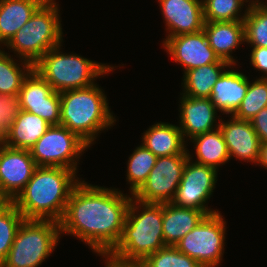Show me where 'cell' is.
<instances>
[{"label": "cell", "instance_id": "cell-1", "mask_svg": "<svg viewBox=\"0 0 267 267\" xmlns=\"http://www.w3.org/2000/svg\"><path fill=\"white\" fill-rule=\"evenodd\" d=\"M131 199L118 189L80 179L59 222L60 234L75 236L97 255L110 253L121 238Z\"/></svg>", "mask_w": 267, "mask_h": 267}, {"label": "cell", "instance_id": "cell-2", "mask_svg": "<svg viewBox=\"0 0 267 267\" xmlns=\"http://www.w3.org/2000/svg\"><path fill=\"white\" fill-rule=\"evenodd\" d=\"M76 173L68 168L37 166L32 178L12 202L25 220L59 223L70 193L80 181Z\"/></svg>", "mask_w": 267, "mask_h": 267}, {"label": "cell", "instance_id": "cell-3", "mask_svg": "<svg viewBox=\"0 0 267 267\" xmlns=\"http://www.w3.org/2000/svg\"><path fill=\"white\" fill-rule=\"evenodd\" d=\"M104 90L96 84L82 89L60 92V125L68 128L92 146L98 133L116 122Z\"/></svg>", "mask_w": 267, "mask_h": 267}, {"label": "cell", "instance_id": "cell-4", "mask_svg": "<svg viewBox=\"0 0 267 267\" xmlns=\"http://www.w3.org/2000/svg\"><path fill=\"white\" fill-rule=\"evenodd\" d=\"M162 221L163 203H144L132 197L121 238L109 254L125 261H143L164 248Z\"/></svg>", "mask_w": 267, "mask_h": 267}, {"label": "cell", "instance_id": "cell-5", "mask_svg": "<svg viewBox=\"0 0 267 267\" xmlns=\"http://www.w3.org/2000/svg\"><path fill=\"white\" fill-rule=\"evenodd\" d=\"M62 45L48 50L34 65L56 92L87 88L95 79L114 70V66L98 63L77 54L60 51Z\"/></svg>", "mask_w": 267, "mask_h": 267}, {"label": "cell", "instance_id": "cell-6", "mask_svg": "<svg viewBox=\"0 0 267 267\" xmlns=\"http://www.w3.org/2000/svg\"><path fill=\"white\" fill-rule=\"evenodd\" d=\"M58 6L55 0H46L5 47L34 65L48 50L61 45L63 32Z\"/></svg>", "mask_w": 267, "mask_h": 267}, {"label": "cell", "instance_id": "cell-7", "mask_svg": "<svg viewBox=\"0 0 267 267\" xmlns=\"http://www.w3.org/2000/svg\"><path fill=\"white\" fill-rule=\"evenodd\" d=\"M61 236L56 221L24 220L1 266L39 267L51 255Z\"/></svg>", "mask_w": 267, "mask_h": 267}, {"label": "cell", "instance_id": "cell-8", "mask_svg": "<svg viewBox=\"0 0 267 267\" xmlns=\"http://www.w3.org/2000/svg\"><path fill=\"white\" fill-rule=\"evenodd\" d=\"M225 223L219 212L206 215L175 247L202 267L220 266L226 238Z\"/></svg>", "mask_w": 267, "mask_h": 267}, {"label": "cell", "instance_id": "cell-9", "mask_svg": "<svg viewBox=\"0 0 267 267\" xmlns=\"http://www.w3.org/2000/svg\"><path fill=\"white\" fill-rule=\"evenodd\" d=\"M90 148L82 139L62 125H51L30 149L37 166L74 170L82 153Z\"/></svg>", "mask_w": 267, "mask_h": 267}, {"label": "cell", "instance_id": "cell-10", "mask_svg": "<svg viewBox=\"0 0 267 267\" xmlns=\"http://www.w3.org/2000/svg\"><path fill=\"white\" fill-rule=\"evenodd\" d=\"M188 153L189 150L184 154L158 157L146 181L132 197L144 203L171 202L182 179Z\"/></svg>", "mask_w": 267, "mask_h": 267}, {"label": "cell", "instance_id": "cell-11", "mask_svg": "<svg viewBox=\"0 0 267 267\" xmlns=\"http://www.w3.org/2000/svg\"><path fill=\"white\" fill-rule=\"evenodd\" d=\"M188 155L189 158L183 169L182 179L171 203L179 207L201 210L206 215L219 212L218 210H211L206 204L214 192L218 180V170L194 162L193 156L190 153Z\"/></svg>", "mask_w": 267, "mask_h": 267}, {"label": "cell", "instance_id": "cell-12", "mask_svg": "<svg viewBox=\"0 0 267 267\" xmlns=\"http://www.w3.org/2000/svg\"><path fill=\"white\" fill-rule=\"evenodd\" d=\"M18 101L21 110L38 115L50 125H60V92L54 91L35 69L24 78Z\"/></svg>", "mask_w": 267, "mask_h": 267}, {"label": "cell", "instance_id": "cell-13", "mask_svg": "<svg viewBox=\"0 0 267 267\" xmlns=\"http://www.w3.org/2000/svg\"><path fill=\"white\" fill-rule=\"evenodd\" d=\"M37 165L30 150L0 145V191L13 201L32 178Z\"/></svg>", "mask_w": 267, "mask_h": 267}, {"label": "cell", "instance_id": "cell-14", "mask_svg": "<svg viewBox=\"0 0 267 267\" xmlns=\"http://www.w3.org/2000/svg\"><path fill=\"white\" fill-rule=\"evenodd\" d=\"M162 43L170 57L184 67V73L197 67L217 63L220 60L209 45L204 30L169 37Z\"/></svg>", "mask_w": 267, "mask_h": 267}, {"label": "cell", "instance_id": "cell-15", "mask_svg": "<svg viewBox=\"0 0 267 267\" xmlns=\"http://www.w3.org/2000/svg\"><path fill=\"white\" fill-rule=\"evenodd\" d=\"M179 105V129L185 139L211 132L219 128V112L210 98H193L181 94ZM216 117L218 124L216 125ZM187 138H186V137Z\"/></svg>", "mask_w": 267, "mask_h": 267}, {"label": "cell", "instance_id": "cell-16", "mask_svg": "<svg viewBox=\"0 0 267 267\" xmlns=\"http://www.w3.org/2000/svg\"><path fill=\"white\" fill-rule=\"evenodd\" d=\"M164 17L166 39L203 30L202 0H158Z\"/></svg>", "mask_w": 267, "mask_h": 267}, {"label": "cell", "instance_id": "cell-17", "mask_svg": "<svg viewBox=\"0 0 267 267\" xmlns=\"http://www.w3.org/2000/svg\"><path fill=\"white\" fill-rule=\"evenodd\" d=\"M230 117L228 122L220 120L219 123L230 159L235 157L257 165L261 142L251 122Z\"/></svg>", "mask_w": 267, "mask_h": 267}, {"label": "cell", "instance_id": "cell-18", "mask_svg": "<svg viewBox=\"0 0 267 267\" xmlns=\"http://www.w3.org/2000/svg\"><path fill=\"white\" fill-rule=\"evenodd\" d=\"M249 86L248 77L240 70H226L214 84L210 99L216 109L231 116L243 101Z\"/></svg>", "mask_w": 267, "mask_h": 267}, {"label": "cell", "instance_id": "cell-19", "mask_svg": "<svg viewBox=\"0 0 267 267\" xmlns=\"http://www.w3.org/2000/svg\"><path fill=\"white\" fill-rule=\"evenodd\" d=\"M203 30L219 59L236 65L237 60L231 54L245 42L243 21L204 22Z\"/></svg>", "mask_w": 267, "mask_h": 267}, {"label": "cell", "instance_id": "cell-20", "mask_svg": "<svg viewBox=\"0 0 267 267\" xmlns=\"http://www.w3.org/2000/svg\"><path fill=\"white\" fill-rule=\"evenodd\" d=\"M206 214L198 209L163 203V239L166 246H175Z\"/></svg>", "mask_w": 267, "mask_h": 267}, {"label": "cell", "instance_id": "cell-21", "mask_svg": "<svg viewBox=\"0 0 267 267\" xmlns=\"http://www.w3.org/2000/svg\"><path fill=\"white\" fill-rule=\"evenodd\" d=\"M141 139L157 157L184 154L188 150L179 126L168 122L160 121L150 126Z\"/></svg>", "mask_w": 267, "mask_h": 267}, {"label": "cell", "instance_id": "cell-22", "mask_svg": "<svg viewBox=\"0 0 267 267\" xmlns=\"http://www.w3.org/2000/svg\"><path fill=\"white\" fill-rule=\"evenodd\" d=\"M45 1L0 0V44L5 46Z\"/></svg>", "mask_w": 267, "mask_h": 267}, {"label": "cell", "instance_id": "cell-23", "mask_svg": "<svg viewBox=\"0 0 267 267\" xmlns=\"http://www.w3.org/2000/svg\"><path fill=\"white\" fill-rule=\"evenodd\" d=\"M51 125L36 114L21 110L2 143L30 150Z\"/></svg>", "mask_w": 267, "mask_h": 267}, {"label": "cell", "instance_id": "cell-24", "mask_svg": "<svg viewBox=\"0 0 267 267\" xmlns=\"http://www.w3.org/2000/svg\"><path fill=\"white\" fill-rule=\"evenodd\" d=\"M234 68L224 60L217 63L207 64L188 70L183 75L181 94L193 98H210L214 84L225 71V68Z\"/></svg>", "mask_w": 267, "mask_h": 267}, {"label": "cell", "instance_id": "cell-25", "mask_svg": "<svg viewBox=\"0 0 267 267\" xmlns=\"http://www.w3.org/2000/svg\"><path fill=\"white\" fill-rule=\"evenodd\" d=\"M197 156L195 162L219 170L230 160L229 151L220 129L203 133L190 140Z\"/></svg>", "mask_w": 267, "mask_h": 267}, {"label": "cell", "instance_id": "cell-26", "mask_svg": "<svg viewBox=\"0 0 267 267\" xmlns=\"http://www.w3.org/2000/svg\"><path fill=\"white\" fill-rule=\"evenodd\" d=\"M15 60L10 54L0 49V94H19L24 78L33 69L30 62L20 59L19 64Z\"/></svg>", "mask_w": 267, "mask_h": 267}, {"label": "cell", "instance_id": "cell-27", "mask_svg": "<svg viewBox=\"0 0 267 267\" xmlns=\"http://www.w3.org/2000/svg\"><path fill=\"white\" fill-rule=\"evenodd\" d=\"M157 156H155L143 144L133 151L127 162V181L130 184V195H133L146 181L149 173L154 167Z\"/></svg>", "mask_w": 267, "mask_h": 267}, {"label": "cell", "instance_id": "cell-28", "mask_svg": "<svg viewBox=\"0 0 267 267\" xmlns=\"http://www.w3.org/2000/svg\"><path fill=\"white\" fill-rule=\"evenodd\" d=\"M243 23L245 42L251 47H267V7L263 2L248 6Z\"/></svg>", "mask_w": 267, "mask_h": 267}, {"label": "cell", "instance_id": "cell-29", "mask_svg": "<svg viewBox=\"0 0 267 267\" xmlns=\"http://www.w3.org/2000/svg\"><path fill=\"white\" fill-rule=\"evenodd\" d=\"M244 2L249 3L246 5ZM202 4L204 22L244 21L248 9L247 6H250V1L202 0ZM244 5H246L245 12L241 13Z\"/></svg>", "mask_w": 267, "mask_h": 267}, {"label": "cell", "instance_id": "cell-30", "mask_svg": "<svg viewBox=\"0 0 267 267\" xmlns=\"http://www.w3.org/2000/svg\"><path fill=\"white\" fill-rule=\"evenodd\" d=\"M267 107V79L249 80L247 93L232 115L236 119L250 121L261 109Z\"/></svg>", "mask_w": 267, "mask_h": 267}, {"label": "cell", "instance_id": "cell-31", "mask_svg": "<svg viewBox=\"0 0 267 267\" xmlns=\"http://www.w3.org/2000/svg\"><path fill=\"white\" fill-rule=\"evenodd\" d=\"M24 220L25 218L12 201L0 210V264L6 259Z\"/></svg>", "mask_w": 267, "mask_h": 267}, {"label": "cell", "instance_id": "cell-32", "mask_svg": "<svg viewBox=\"0 0 267 267\" xmlns=\"http://www.w3.org/2000/svg\"><path fill=\"white\" fill-rule=\"evenodd\" d=\"M146 267H202L196 260L181 253L175 246H165L142 261Z\"/></svg>", "mask_w": 267, "mask_h": 267}, {"label": "cell", "instance_id": "cell-33", "mask_svg": "<svg viewBox=\"0 0 267 267\" xmlns=\"http://www.w3.org/2000/svg\"><path fill=\"white\" fill-rule=\"evenodd\" d=\"M21 107L18 101V94H0V140L7 136L16 117L19 115Z\"/></svg>", "mask_w": 267, "mask_h": 267}, {"label": "cell", "instance_id": "cell-34", "mask_svg": "<svg viewBox=\"0 0 267 267\" xmlns=\"http://www.w3.org/2000/svg\"><path fill=\"white\" fill-rule=\"evenodd\" d=\"M250 61L254 69L263 73L260 78L267 79V47H252Z\"/></svg>", "mask_w": 267, "mask_h": 267}, {"label": "cell", "instance_id": "cell-35", "mask_svg": "<svg viewBox=\"0 0 267 267\" xmlns=\"http://www.w3.org/2000/svg\"><path fill=\"white\" fill-rule=\"evenodd\" d=\"M252 127L254 128L261 143L267 142V107L261 109L251 120Z\"/></svg>", "mask_w": 267, "mask_h": 267}, {"label": "cell", "instance_id": "cell-36", "mask_svg": "<svg viewBox=\"0 0 267 267\" xmlns=\"http://www.w3.org/2000/svg\"><path fill=\"white\" fill-rule=\"evenodd\" d=\"M105 260V267H146L142 261H125L109 253L101 254Z\"/></svg>", "mask_w": 267, "mask_h": 267}, {"label": "cell", "instance_id": "cell-37", "mask_svg": "<svg viewBox=\"0 0 267 267\" xmlns=\"http://www.w3.org/2000/svg\"><path fill=\"white\" fill-rule=\"evenodd\" d=\"M261 165L263 168L267 169V142L260 144L259 157L257 165Z\"/></svg>", "mask_w": 267, "mask_h": 267}, {"label": "cell", "instance_id": "cell-38", "mask_svg": "<svg viewBox=\"0 0 267 267\" xmlns=\"http://www.w3.org/2000/svg\"><path fill=\"white\" fill-rule=\"evenodd\" d=\"M10 200L0 191V210L3 209Z\"/></svg>", "mask_w": 267, "mask_h": 267}, {"label": "cell", "instance_id": "cell-39", "mask_svg": "<svg viewBox=\"0 0 267 267\" xmlns=\"http://www.w3.org/2000/svg\"><path fill=\"white\" fill-rule=\"evenodd\" d=\"M259 2H262V1H260V0H250V4H252V3H259Z\"/></svg>", "mask_w": 267, "mask_h": 267}]
</instances>
